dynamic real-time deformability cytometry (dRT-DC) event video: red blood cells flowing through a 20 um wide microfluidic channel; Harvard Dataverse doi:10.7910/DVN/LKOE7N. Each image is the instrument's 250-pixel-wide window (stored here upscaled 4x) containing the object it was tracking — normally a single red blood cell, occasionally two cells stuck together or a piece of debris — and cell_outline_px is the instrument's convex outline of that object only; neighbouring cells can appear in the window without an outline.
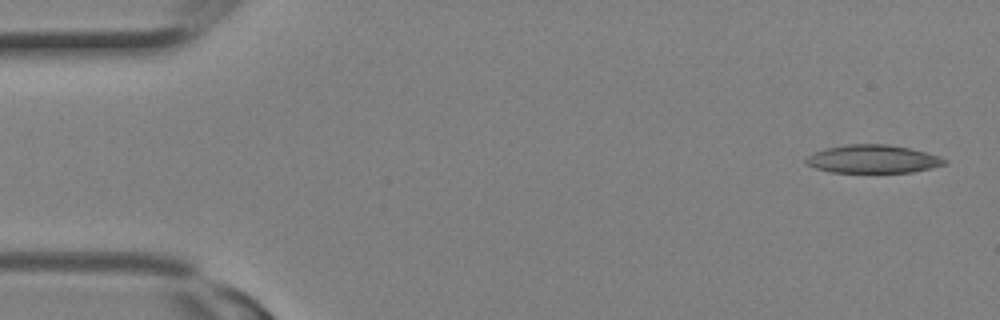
{"species": "Egyptian fruit bat (a non-hibernating species)", "species_latin": "Rousettus aegyptiacus", "temperature_condition": "room temperature", "stored_images_in_passage": 3, "camera_frame_rate_fps": 3000, "um_per_image_px": 0.085, "animal": {"sex": "female"}, "frame": {"image": 1, "passage_image": 3, "time_ms": 0.667, "image_size_px": [1000, 320], "cell_outline_px": [[948, 164], [932, 168], [912, 172], [832, 172], [816, 168], [804, 164], [804, 160], [812, 152], [844, 144], [888, 144], [908, 148], [940, 156], [948, 160]], "centroid_in_image_um": [74.19, 13.52], "position_along_channel_um": 10.8, "area_um2": 22.83}}